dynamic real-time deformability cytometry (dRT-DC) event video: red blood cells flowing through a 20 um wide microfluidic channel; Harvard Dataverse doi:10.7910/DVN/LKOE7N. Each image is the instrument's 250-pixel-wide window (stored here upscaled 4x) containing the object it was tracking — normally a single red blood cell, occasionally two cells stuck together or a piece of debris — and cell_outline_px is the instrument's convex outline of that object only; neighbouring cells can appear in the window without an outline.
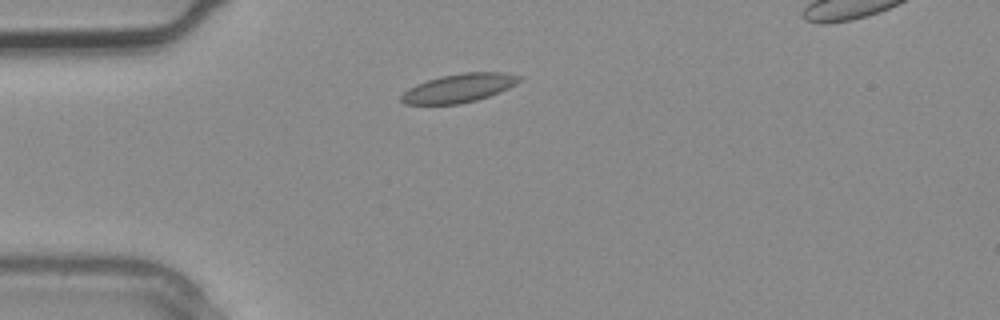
{"species": "common noctule bat (a hibernating species)", "species_latin": "Nyctalus noctula", "temperature_condition": "warm", "stored_images_in_passage": 3, "segment_of_instrument_passage": [1, 2], "camera_frame_rate_fps": 3000, "um_per_image_px": 0.085, "animal": {"sex": "male", "body_mass_g": 20.4}, "frame": {"image": 1, "passage_image": 2, "time_ms": 0.333, "image_size_px": [1000, 320], "cell_outline_px": [[520, 80], [516, 84], [500, 92], [476, 100], [460, 104], [404, 104], [400, 100], [400, 96], [408, 88], [416, 84], [440, 76], [464, 72], [504, 72], [520, 76]], "centroid_in_image_um": [38.99, 7.48], "position_along_channel_um": 46.0, "area_um2": 19.65}}